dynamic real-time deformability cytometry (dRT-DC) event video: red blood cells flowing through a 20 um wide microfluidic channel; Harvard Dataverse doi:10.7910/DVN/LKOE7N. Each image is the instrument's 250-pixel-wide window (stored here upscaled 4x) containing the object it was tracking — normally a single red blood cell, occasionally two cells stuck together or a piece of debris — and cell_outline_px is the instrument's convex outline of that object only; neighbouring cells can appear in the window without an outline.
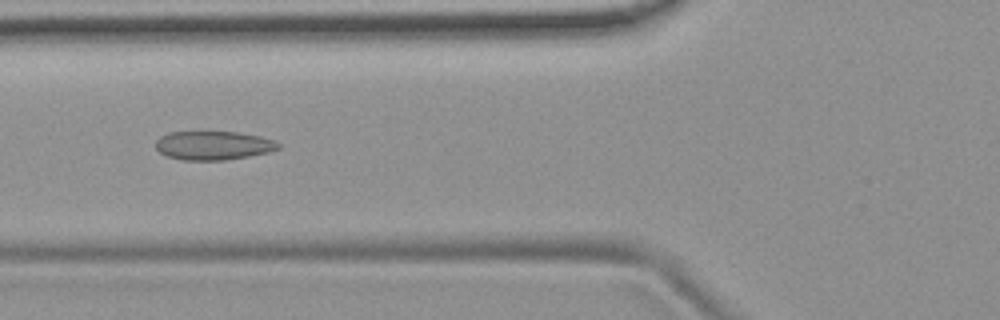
{"species": "common noctule bat (a hibernating species)", "species_latin": "Nyctalus noctula", "temperature_condition": "room temperature", "stored_images_in_passage": 53, "camera_frame_rate_fps": 3000, "um_per_image_px": 0.085, "animal": {"sex": "female", "body_mass_g": 19.9}, "frame": {"image": 1, "passage_image": 20, "time_ms": 6.333, "image_size_px": [1000, 320], "cell_outline_px": [[280, 148], [268, 152], [248, 156], [224, 160], [184, 160], [168, 156], [160, 152], [156, 148], [156, 140], [160, 136], [168, 132], [236, 132], [260, 136], [272, 140], [280, 144]], "centroid_in_image_um": [18.12, 12.36], "position_along_channel_um": 107.7, "area_um2": 20.4}}
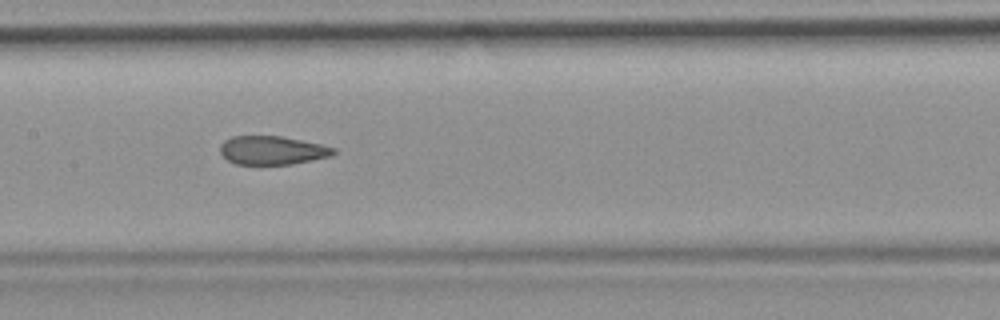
{"frame": {"image": 2, "passage_image": 26, "time_ms": 8.333, "image_size_px": [1000, 320], "cell_outline_px": [[336, 152], [332, 156], [292, 164], [236, 164], [228, 160], [220, 152], [220, 144], [224, 140], [232, 136], [280, 136], [320, 144], [336, 148]], "centroid_in_image_um": [23.14, 12.77], "position_along_channel_um": 184.3, "area_um2": 18.84}}
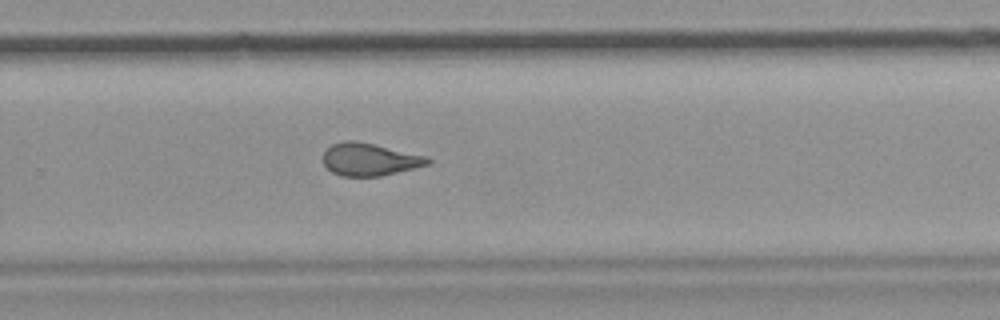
{"frame": {"image": 3, "passage_image": 35, "time_ms": 11.333, "image_size_px": [1000, 320], "cell_outline_px": [[432, 160], [428, 164], [380, 176], [340, 176], [332, 172], [324, 164], [324, 152], [332, 144], [344, 140], [356, 140], [428, 156]], "centroid_in_image_um": [31.41, 13.54], "position_along_channel_um": 298.4, "area_um2": 19.71}, "authors_computed_cell_mechanics": {"area_um2": 20.8658, "velocity_mm_per_s": 3.8237, "shape_relaxation_time_tau1_ms": null, "shape_relaxation_time_tau2_ms": 1.763, "deformation_change_tau1": null, "deformation_change_tau2": 0.08}}